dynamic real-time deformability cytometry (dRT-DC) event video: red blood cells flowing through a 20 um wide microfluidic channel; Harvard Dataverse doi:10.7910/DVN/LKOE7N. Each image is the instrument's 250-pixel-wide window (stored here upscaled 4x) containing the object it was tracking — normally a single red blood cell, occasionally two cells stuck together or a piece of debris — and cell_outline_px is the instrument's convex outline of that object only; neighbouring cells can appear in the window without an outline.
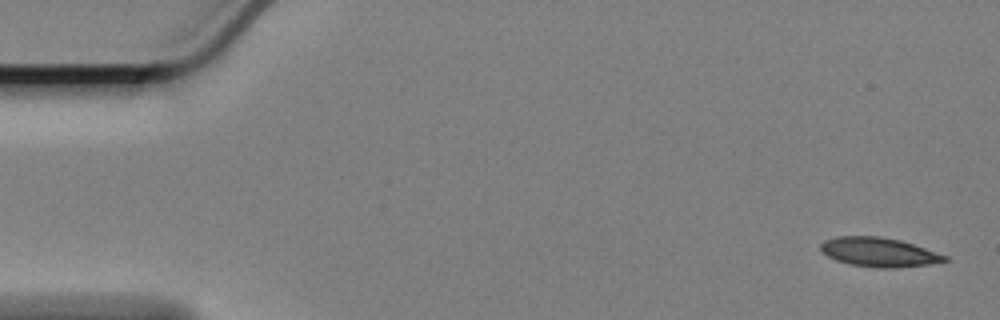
{"species": "Egyptian fruit bat (a non-hibernating species)", "species_latin": "Rousettus aegyptiacus", "temperature_condition": "cold", "stored_images_in_passage": 10, "camera_frame_rate_fps": 3000, "um_per_image_px": 0.085, "animal": {"sex": "female"}, "frame": {"image": 1, "passage_image": 1, "time_ms": 0.0, "image_size_px": [1000, 320], "cell_outline_px": [[948, 260], [928, 264], [896, 268], [880, 268], [848, 264], [836, 260], [828, 256], [820, 248], [820, 244], [824, 240], [836, 236], [880, 236], [900, 240], [948, 256]], "centroid_in_image_um": [74.68, 21.43], "position_along_channel_um": 10.3, "area_um2": 20.98}}